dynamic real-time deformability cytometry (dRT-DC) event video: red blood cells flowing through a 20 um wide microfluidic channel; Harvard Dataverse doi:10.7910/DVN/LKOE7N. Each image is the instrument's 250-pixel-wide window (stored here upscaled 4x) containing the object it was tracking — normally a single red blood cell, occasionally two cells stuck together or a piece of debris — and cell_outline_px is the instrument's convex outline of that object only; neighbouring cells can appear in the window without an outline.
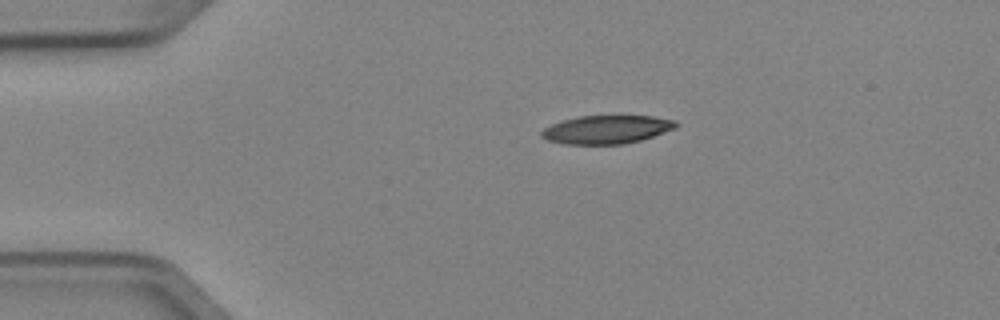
{"species": "Egyptian fruit bat (a non-hibernating species)", "species_latin": "Rousettus aegyptiacus", "temperature_condition": "cold", "stored_images_in_passage": 2, "camera_frame_rate_fps": 3000, "um_per_image_px": 0.085, "animal": {"sex": "female"}, "frame": {"image": 1, "passage_image": 1, "time_ms": 0.0, "image_size_px": [1000, 320], "cell_outline_px": [[680, 124], [676, 128], [640, 140], [624, 144], [564, 144], [548, 140], [540, 136], [540, 132], [544, 128], [552, 124], [576, 116], [652, 116], [676, 120]], "centroid_in_image_um": [51.57, 11.0], "position_along_channel_um": 33.4, "area_um2": 22.2}}